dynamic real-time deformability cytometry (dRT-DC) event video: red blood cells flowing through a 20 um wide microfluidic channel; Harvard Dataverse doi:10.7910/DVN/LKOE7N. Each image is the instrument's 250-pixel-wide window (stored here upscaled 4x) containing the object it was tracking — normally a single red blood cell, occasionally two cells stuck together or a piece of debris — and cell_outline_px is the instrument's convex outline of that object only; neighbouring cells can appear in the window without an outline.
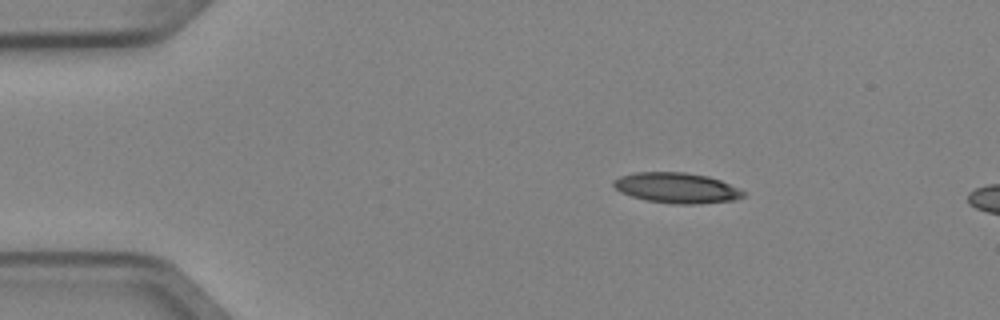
{"species": "Egyptian fruit bat (a non-hibernating species)", "species_latin": "Rousettus aegyptiacus", "temperature_condition": "cold", "stored_images_in_passage": 4, "camera_frame_rate_fps": 3000, "um_per_image_px": 0.085, "animal": {"sex": "female"}, "frame": {"image": 1, "passage_image": 2, "time_ms": 0.333, "image_size_px": [1000, 320], "cell_outline_px": [[744, 196], [736, 200], [696, 204], [676, 204], [648, 200], [632, 196], [620, 192], [612, 184], [612, 180], [620, 176], [636, 172], [684, 172], [708, 176], [720, 180], [744, 192]], "centroid_in_image_um": [57.49, 15.96], "position_along_channel_um": 27.5, "area_um2": 22.83}}